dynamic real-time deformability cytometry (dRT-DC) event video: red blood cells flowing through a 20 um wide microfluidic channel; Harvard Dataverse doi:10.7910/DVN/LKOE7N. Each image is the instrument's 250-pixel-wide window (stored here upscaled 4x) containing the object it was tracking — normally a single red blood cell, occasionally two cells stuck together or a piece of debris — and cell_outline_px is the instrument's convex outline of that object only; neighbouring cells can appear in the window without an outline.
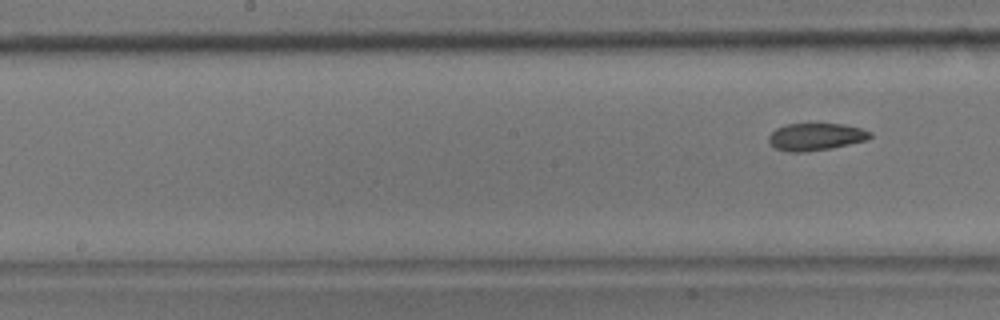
{"species": "common noctule bat (a hibernating species)", "species_latin": "Nyctalus noctula", "temperature_condition": "room temperature", "stored_images_in_passage": 9, "segment_of_instrument_passage": [2, 2], "camera_frame_rate_fps": 3000, "um_per_image_px": 0.085, "animal": {"sex": "male", "body_mass_g": 17.9}, "frame": {"image": 1, "passage_image": 9, "time_ms": 2.667, "image_size_px": [1000, 320], "cell_outline_px": [[872, 136], [868, 140], [832, 148], [804, 152], [788, 152], [776, 148], [768, 140], [768, 136], [776, 128], [784, 124], [844, 124], [860, 128], [872, 132]], "centroid_in_image_um": [69.36, 11.62], "position_along_channel_um": 178.8, "area_um2": 16.18}}